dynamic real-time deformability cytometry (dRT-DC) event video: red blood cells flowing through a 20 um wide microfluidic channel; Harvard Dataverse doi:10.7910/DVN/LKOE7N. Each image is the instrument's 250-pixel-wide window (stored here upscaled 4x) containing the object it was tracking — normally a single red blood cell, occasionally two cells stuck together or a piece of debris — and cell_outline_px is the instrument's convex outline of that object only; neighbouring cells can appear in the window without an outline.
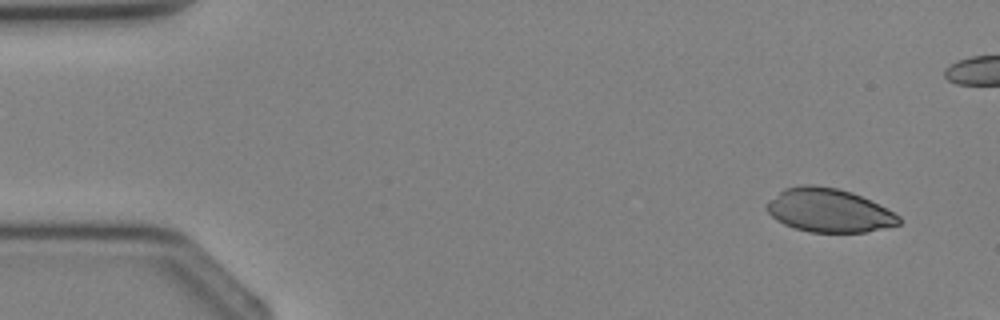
{"species": "Egyptian fruit bat (a non-hibernating species)", "species_latin": "Rousettus aegyptiacus", "temperature_condition": "cold", "stored_images_in_passage": 4, "camera_frame_rate_fps": 3000, "um_per_image_px": 0.085, "animal": {"sex": "female"}, "frame": {"image": 1, "passage_image": 4, "time_ms": 3.667, "image_size_px": [1000, 320], "cell_outline_px": [[900, 224], [884, 228], [864, 232], [812, 232], [796, 228], [784, 224], [776, 220], [764, 208], [768, 200], [784, 188], [800, 184], [812, 184], [836, 188], [852, 192], [900, 216]], "centroid_in_image_um": [70.39, 17.87], "position_along_channel_um": 14.6, "area_um2": 33.35}}